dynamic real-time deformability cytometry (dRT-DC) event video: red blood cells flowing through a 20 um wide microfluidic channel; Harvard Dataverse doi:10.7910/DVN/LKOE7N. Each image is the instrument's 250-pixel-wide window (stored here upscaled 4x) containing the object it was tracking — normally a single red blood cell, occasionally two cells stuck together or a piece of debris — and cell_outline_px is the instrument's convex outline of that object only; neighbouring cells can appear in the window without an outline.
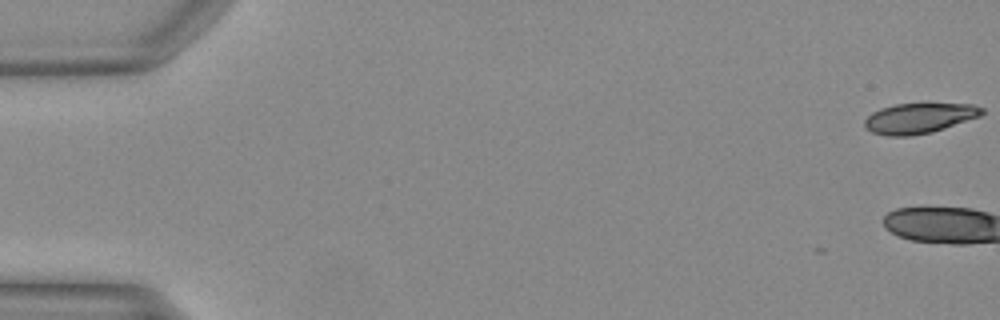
{"species": "Egyptian fruit bat (a non-hibernating species)", "species_latin": "Rousettus aegyptiacus", "temperature_condition": "warm", "stored_images_in_passage": 3, "camera_frame_rate_fps": 3000, "um_per_image_px": 0.085, "animal": {"sex": "female"}, "frame": {"image": 1, "passage_image": 1, "time_ms": 0.0, "image_size_px": [1000, 320], "cell_outline_px": [[984, 112], [980, 116], [932, 132], [908, 136], [888, 136], [872, 132], [864, 128], [864, 120], [872, 112], [880, 108], [896, 104], [928, 100], [972, 104], [984, 108]], "centroid_in_image_um": [78.16, 9.98], "position_along_channel_um": 6.8, "area_um2": 21.68}}